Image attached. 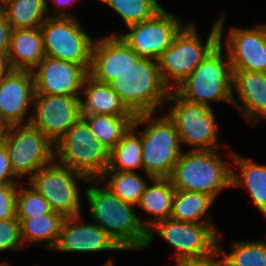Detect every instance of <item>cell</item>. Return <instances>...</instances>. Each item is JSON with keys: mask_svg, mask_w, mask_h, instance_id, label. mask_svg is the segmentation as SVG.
I'll use <instances>...</instances> for the list:
<instances>
[{"mask_svg": "<svg viewBox=\"0 0 266 266\" xmlns=\"http://www.w3.org/2000/svg\"><path fill=\"white\" fill-rule=\"evenodd\" d=\"M85 190L89 214L92 221L103 228L123 250H143L147 230L133 208L122 201L98 179H91Z\"/></svg>", "mask_w": 266, "mask_h": 266, "instance_id": "6da1fadb", "label": "cell"}, {"mask_svg": "<svg viewBox=\"0 0 266 266\" xmlns=\"http://www.w3.org/2000/svg\"><path fill=\"white\" fill-rule=\"evenodd\" d=\"M219 151H183L169 176L174 189L201 192L216 200L225 188H232L231 160L234 151L230 152L228 163L222 159Z\"/></svg>", "mask_w": 266, "mask_h": 266, "instance_id": "7a4b0ae2", "label": "cell"}, {"mask_svg": "<svg viewBox=\"0 0 266 266\" xmlns=\"http://www.w3.org/2000/svg\"><path fill=\"white\" fill-rule=\"evenodd\" d=\"M184 24L172 44L158 57L157 64L164 85L175 90L220 43L216 21L205 43L202 42L195 23Z\"/></svg>", "mask_w": 266, "mask_h": 266, "instance_id": "3957f363", "label": "cell"}, {"mask_svg": "<svg viewBox=\"0 0 266 266\" xmlns=\"http://www.w3.org/2000/svg\"><path fill=\"white\" fill-rule=\"evenodd\" d=\"M141 113L134 124L145 127L141 131L143 172L147 179L169 178L182 154L178 131L167 115Z\"/></svg>", "mask_w": 266, "mask_h": 266, "instance_id": "277c9868", "label": "cell"}, {"mask_svg": "<svg viewBox=\"0 0 266 266\" xmlns=\"http://www.w3.org/2000/svg\"><path fill=\"white\" fill-rule=\"evenodd\" d=\"M120 78L108 84L134 115L166 109L170 90L163 83L157 61L139 58Z\"/></svg>", "mask_w": 266, "mask_h": 266, "instance_id": "5b68a950", "label": "cell"}, {"mask_svg": "<svg viewBox=\"0 0 266 266\" xmlns=\"http://www.w3.org/2000/svg\"><path fill=\"white\" fill-rule=\"evenodd\" d=\"M232 80L229 56L219 43L175 91L190 102L209 107L220 100L232 105Z\"/></svg>", "mask_w": 266, "mask_h": 266, "instance_id": "8992f818", "label": "cell"}, {"mask_svg": "<svg viewBox=\"0 0 266 266\" xmlns=\"http://www.w3.org/2000/svg\"><path fill=\"white\" fill-rule=\"evenodd\" d=\"M55 160L90 179H98L109 166L110 152L80 117L54 144Z\"/></svg>", "mask_w": 266, "mask_h": 266, "instance_id": "52a82bcc", "label": "cell"}, {"mask_svg": "<svg viewBox=\"0 0 266 266\" xmlns=\"http://www.w3.org/2000/svg\"><path fill=\"white\" fill-rule=\"evenodd\" d=\"M166 105H169L166 115L178 131L181 145L191 146L190 150L221 149L212 107L190 102L175 90L169 92Z\"/></svg>", "mask_w": 266, "mask_h": 266, "instance_id": "ba28073f", "label": "cell"}, {"mask_svg": "<svg viewBox=\"0 0 266 266\" xmlns=\"http://www.w3.org/2000/svg\"><path fill=\"white\" fill-rule=\"evenodd\" d=\"M155 233L175 248L176 266H179L185 260L210 255L218 248L220 232L214 224L181 222L167 218L147 230L145 248L152 243Z\"/></svg>", "mask_w": 266, "mask_h": 266, "instance_id": "9c48e42d", "label": "cell"}, {"mask_svg": "<svg viewBox=\"0 0 266 266\" xmlns=\"http://www.w3.org/2000/svg\"><path fill=\"white\" fill-rule=\"evenodd\" d=\"M90 180L54 159L25 182L47 200L53 211L71 217L82 215L79 181L88 183Z\"/></svg>", "mask_w": 266, "mask_h": 266, "instance_id": "30bf717a", "label": "cell"}, {"mask_svg": "<svg viewBox=\"0 0 266 266\" xmlns=\"http://www.w3.org/2000/svg\"><path fill=\"white\" fill-rule=\"evenodd\" d=\"M45 56L82 65L88 72L96 38L86 33L77 17H47L40 26Z\"/></svg>", "mask_w": 266, "mask_h": 266, "instance_id": "8fae6325", "label": "cell"}, {"mask_svg": "<svg viewBox=\"0 0 266 266\" xmlns=\"http://www.w3.org/2000/svg\"><path fill=\"white\" fill-rule=\"evenodd\" d=\"M4 144L11 170L18 179L26 176L28 180L55 159L54 144L30 123L7 126Z\"/></svg>", "mask_w": 266, "mask_h": 266, "instance_id": "7c38bea8", "label": "cell"}, {"mask_svg": "<svg viewBox=\"0 0 266 266\" xmlns=\"http://www.w3.org/2000/svg\"><path fill=\"white\" fill-rule=\"evenodd\" d=\"M226 10L215 20L220 32V44L227 51L232 71H257L266 73V24L252 28L231 27L223 45Z\"/></svg>", "mask_w": 266, "mask_h": 266, "instance_id": "4fadbf2b", "label": "cell"}, {"mask_svg": "<svg viewBox=\"0 0 266 266\" xmlns=\"http://www.w3.org/2000/svg\"><path fill=\"white\" fill-rule=\"evenodd\" d=\"M180 17L162 8L151 19L128 26L129 32L118 34L140 58L158 60L184 26Z\"/></svg>", "mask_w": 266, "mask_h": 266, "instance_id": "5bb4252c", "label": "cell"}, {"mask_svg": "<svg viewBox=\"0 0 266 266\" xmlns=\"http://www.w3.org/2000/svg\"><path fill=\"white\" fill-rule=\"evenodd\" d=\"M81 97L34 93L29 123L55 144L81 117Z\"/></svg>", "mask_w": 266, "mask_h": 266, "instance_id": "9a60e30c", "label": "cell"}, {"mask_svg": "<svg viewBox=\"0 0 266 266\" xmlns=\"http://www.w3.org/2000/svg\"><path fill=\"white\" fill-rule=\"evenodd\" d=\"M34 93L30 70L9 69L3 74L0 77V123L6 126L29 123Z\"/></svg>", "mask_w": 266, "mask_h": 266, "instance_id": "2e32d148", "label": "cell"}, {"mask_svg": "<svg viewBox=\"0 0 266 266\" xmlns=\"http://www.w3.org/2000/svg\"><path fill=\"white\" fill-rule=\"evenodd\" d=\"M35 93L42 95L82 96L89 72L80 64L45 56L31 71Z\"/></svg>", "mask_w": 266, "mask_h": 266, "instance_id": "e0dca14e", "label": "cell"}, {"mask_svg": "<svg viewBox=\"0 0 266 266\" xmlns=\"http://www.w3.org/2000/svg\"><path fill=\"white\" fill-rule=\"evenodd\" d=\"M140 57L115 32L95 39L92 47L89 75L102 83L121 80Z\"/></svg>", "mask_w": 266, "mask_h": 266, "instance_id": "ac0fdd59", "label": "cell"}, {"mask_svg": "<svg viewBox=\"0 0 266 266\" xmlns=\"http://www.w3.org/2000/svg\"><path fill=\"white\" fill-rule=\"evenodd\" d=\"M52 251L61 253H94L123 250L99 225L96 223H85L82 213L79 216L64 218L58 241Z\"/></svg>", "mask_w": 266, "mask_h": 266, "instance_id": "d6986e66", "label": "cell"}, {"mask_svg": "<svg viewBox=\"0 0 266 266\" xmlns=\"http://www.w3.org/2000/svg\"><path fill=\"white\" fill-rule=\"evenodd\" d=\"M232 73V105L249 124L256 127V123L266 119V73L244 70ZM234 93L239 100L235 99Z\"/></svg>", "mask_w": 266, "mask_h": 266, "instance_id": "ffe728a7", "label": "cell"}, {"mask_svg": "<svg viewBox=\"0 0 266 266\" xmlns=\"http://www.w3.org/2000/svg\"><path fill=\"white\" fill-rule=\"evenodd\" d=\"M44 57L43 35L40 27L12 30L7 54L10 69L32 71Z\"/></svg>", "mask_w": 266, "mask_h": 266, "instance_id": "44dd1931", "label": "cell"}, {"mask_svg": "<svg viewBox=\"0 0 266 266\" xmlns=\"http://www.w3.org/2000/svg\"><path fill=\"white\" fill-rule=\"evenodd\" d=\"M81 94L84 97L80 99L81 114L135 116L108 83L99 82L89 74L84 79Z\"/></svg>", "mask_w": 266, "mask_h": 266, "instance_id": "7402d4cb", "label": "cell"}, {"mask_svg": "<svg viewBox=\"0 0 266 266\" xmlns=\"http://www.w3.org/2000/svg\"><path fill=\"white\" fill-rule=\"evenodd\" d=\"M232 163L239 173L232 169V188H245L259 212L266 218V164H259L234 152Z\"/></svg>", "mask_w": 266, "mask_h": 266, "instance_id": "603a6c76", "label": "cell"}, {"mask_svg": "<svg viewBox=\"0 0 266 266\" xmlns=\"http://www.w3.org/2000/svg\"><path fill=\"white\" fill-rule=\"evenodd\" d=\"M150 181L152 185L149 183L146 185L137 204L143 212L150 215L147 221L146 219L143 221V227L146 230L158 221L170 218L172 199L175 192L169 178H152ZM151 215H153V218Z\"/></svg>", "mask_w": 266, "mask_h": 266, "instance_id": "cb8c5ba5", "label": "cell"}, {"mask_svg": "<svg viewBox=\"0 0 266 266\" xmlns=\"http://www.w3.org/2000/svg\"><path fill=\"white\" fill-rule=\"evenodd\" d=\"M64 218L56 211L34 218H17L20 221L22 244L43 246L44 249L52 250L58 241Z\"/></svg>", "mask_w": 266, "mask_h": 266, "instance_id": "d4e9b609", "label": "cell"}, {"mask_svg": "<svg viewBox=\"0 0 266 266\" xmlns=\"http://www.w3.org/2000/svg\"><path fill=\"white\" fill-rule=\"evenodd\" d=\"M214 199L208 194L185 190H175L170 218L190 223L213 224L209 210Z\"/></svg>", "mask_w": 266, "mask_h": 266, "instance_id": "484cf974", "label": "cell"}, {"mask_svg": "<svg viewBox=\"0 0 266 266\" xmlns=\"http://www.w3.org/2000/svg\"><path fill=\"white\" fill-rule=\"evenodd\" d=\"M137 128L140 127L133 123L110 151L109 166L106 170L137 172L136 169L140 168L143 172L141 132Z\"/></svg>", "mask_w": 266, "mask_h": 266, "instance_id": "4316f807", "label": "cell"}, {"mask_svg": "<svg viewBox=\"0 0 266 266\" xmlns=\"http://www.w3.org/2000/svg\"><path fill=\"white\" fill-rule=\"evenodd\" d=\"M12 30L38 28L48 17L44 0H5L0 3Z\"/></svg>", "mask_w": 266, "mask_h": 266, "instance_id": "83f0119b", "label": "cell"}, {"mask_svg": "<svg viewBox=\"0 0 266 266\" xmlns=\"http://www.w3.org/2000/svg\"><path fill=\"white\" fill-rule=\"evenodd\" d=\"M92 133L110 152L132 126L135 116L81 114Z\"/></svg>", "mask_w": 266, "mask_h": 266, "instance_id": "f1b7e54d", "label": "cell"}, {"mask_svg": "<svg viewBox=\"0 0 266 266\" xmlns=\"http://www.w3.org/2000/svg\"><path fill=\"white\" fill-rule=\"evenodd\" d=\"M98 180L122 201L134 206H137L148 184L142 175L130 171L105 170Z\"/></svg>", "mask_w": 266, "mask_h": 266, "instance_id": "f546056e", "label": "cell"}, {"mask_svg": "<svg viewBox=\"0 0 266 266\" xmlns=\"http://www.w3.org/2000/svg\"><path fill=\"white\" fill-rule=\"evenodd\" d=\"M221 235H218V248L221 250L226 266H266V241H235L229 252L221 246Z\"/></svg>", "mask_w": 266, "mask_h": 266, "instance_id": "4dcf8cb0", "label": "cell"}, {"mask_svg": "<svg viewBox=\"0 0 266 266\" xmlns=\"http://www.w3.org/2000/svg\"><path fill=\"white\" fill-rule=\"evenodd\" d=\"M112 8L126 27L151 19L163 7L158 0H97Z\"/></svg>", "mask_w": 266, "mask_h": 266, "instance_id": "1f68e13d", "label": "cell"}, {"mask_svg": "<svg viewBox=\"0 0 266 266\" xmlns=\"http://www.w3.org/2000/svg\"><path fill=\"white\" fill-rule=\"evenodd\" d=\"M27 182L18 185L16 195V218H34L51 213L53 210L47 200Z\"/></svg>", "mask_w": 266, "mask_h": 266, "instance_id": "d6a6232c", "label": "cell"}, {"mask_svg": "<svg viewBox=\"0 0 266 266\" xmlns=\"http://www.w3.org/2000/svg\"><path fill=\"white\" fill-rule=\"evenodd\" d=\"M24 247L20 236V221L15 218L0 219V252H18Z\"/></svg>", "mask_w": 266, "mask_h": 266, "instance_id": "836d02e7", "label": "cell"}, {"mask_svg": "<svg viewBox=\"0 0 266 266\" xmlns=\"http://www.w3.org/2000/svg\"><path fill=\"white\" fill-rule=\"evenodd\" d=\"M18 184H0V219L16 217Z\"/></svg>", "mask_w": 266, "mask_h": 266, "instance_id": "e575fe53", "label": "cell"}, {"mask_svg": "<svg viewBox=\"0 0 266 266\" xmlns=\"http://www.w3.org/2000/svg\"><path fill=\"white\" fill-rule=\"evenodd\" d=\"M179 266H226V262L221 250L217 248L210 255L185 260Z\"/></svg>", "mask_w": 266, "mask_h": 266, "instance_id": "d590c367", "label": "cell"}, {"mask_svg": "<svg viewBox=\"0 0 266 266\" xmlns=\"http://www.w3.org/2000/svg\"><path fill=\"white\" fill-rule=\"evenodd\" d=\"M18 178L11 170L5 144L0 146V184H18Z\"/></svg>", "mask_w": 266, "mask_h": 266, "instance_id": "8d00e7d4", "label": "cell"}, {"mask_svg": "<svg viewBox=\"0 0 266 266\" xmlns=\"http://www.w3.org/2000/svg\"><path fill=\"white\" fill-rule=\"evenodd\" d=\"M12 28L6 19L4 11L0 8V53L7 55L10 47Z\"/></svg>", "mask_w": 266, "mask_h": 266, "instance_id": "74e56055", "label": "cell"}, {"mask_svg": "<svg viewBox=\"0 0 266 266\" xmlns=\"http://www.w3.org/2000/svg\"><path fill=\"white\" fill-rule=\"evenodd\" d=\"M44 1L47 6L49 17H77L72 13H66L65 8L69 5L79 2L80 0H51L54 3V8L49 7L47 0Z\"/></svg>", "mask_w": 266, "mask_h": 266, "instance_id": "f35d334b", "label": "cell"}, {"mask_svg": "<svg viewBox=\"0 0 266 266\" xmlns=\"http://www.w3.org/2000/svg\"><path fill=\"white\" fill-rule=\"evenodd\" d=\"M9 69L10 67L8 64L7 55L0 53V76L5 74Z\"/></svg>", "mask_w": 266, "mask_h": 266, "instance_id": "ab89813d", "label": "cell"}, {"mask_svg": "<svg viewBox=\"0 0 266 266\" xmlns=\"http://www.w3.org/2000/svg\"><path fill=\"white\" fill-rule=\"evenodd\" d=\"M7 126L3 123H0V146L4 144V137L6 133Z\"/></svg>", "mask_w": 266, "mask_h": 266, "instance_id": "60d3db41", "label": "cell"}, {"mask_svg": "<svg viewBox=\"0 0 266 266\" xmlns=\"http://www.w3.org/2000/svg\"><path fill=\"white\" fill-rule=\"evenodd\" d=\"M103 266H115L112 260H108L106 263L102 264Z\"/></svg>", "mask_w": 266, "mask_h": 266, "instance_id": "b9f144b4", "label": "cell"}, {"mask_svg": "<svg viewBox=\"0 0 266 266\" xmlns=\"http://www.w3.org/2000/svg\"><path fill=\"white\" fill-rule=\"evenodd\" d=\"M9 264H10L9 262L8 263L7 262H3V263H0V266H10Z\"/></svg>", "mask_w": 266, "mask_h": 266, "instance_id": "7bdbcfd3", "label": "cell"}]
</instances>
